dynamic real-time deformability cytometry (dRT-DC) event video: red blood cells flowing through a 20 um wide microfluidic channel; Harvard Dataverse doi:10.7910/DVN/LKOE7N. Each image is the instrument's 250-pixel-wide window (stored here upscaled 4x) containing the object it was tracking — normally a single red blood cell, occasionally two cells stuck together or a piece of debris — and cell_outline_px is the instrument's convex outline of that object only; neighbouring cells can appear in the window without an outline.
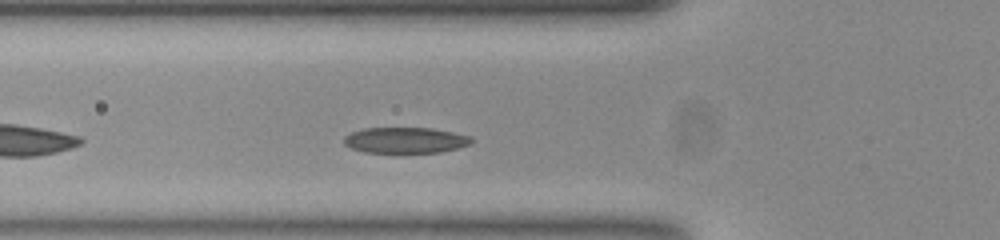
{"species": "common noctule bat (a hibernating species)", "species_latin": "Nyctalus noctula", "temperature_condition": "room temperature", "stored_images_in_passage": 40, "camera_frame_rate_fps": 3000, "um_per_image_px": 0.085, "animal": {"sex": "female", "body_mass_g": 23.0, "forearm_length_mm": 53.4}, "frame": {"image": 1, "passage_image": 6, "time_ms": 1.667, "image_size_px": [1000, 240], "cell_outline_px": [[472, 144], [440, 152], [404, 156], [400, 156], [364, 152], [352, 148], [344, 144], [344, 136], [352, 132], [364, 128], [432, 128], [472, 136]], "centroid_in_image_um": [34.45, 11.97], "position_along_channel_um": 91.4, "area_um2": 20.23}}
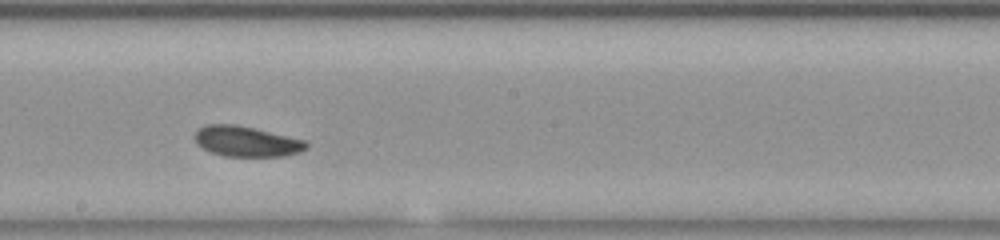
{"frame": {"image": 2, "passage_image": 17, "time_ms": 5.333, "image_size_px": [1000, 240], "cell_outline_px": [[308, 148], [300, 152], [284, 156], [224, 156], [212, 152], [196, 144], [196, 132], [204, 124], [236, 124], [304, 140], [308, 144]], "centroid_in_image_um": [20.95, 12.02], "position_along_channel_um": 227.2, "area_um2": 19.54}}
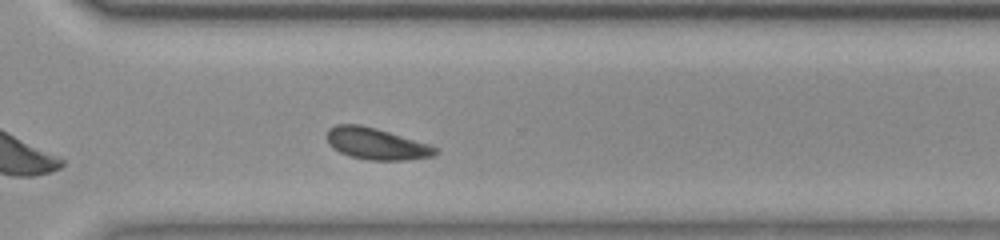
{"frame": {"image": 3, "passage_image": 26, "time_ms": 8.333, "image_size_px": [1000, 240], "cell_outline_px": [[440, 152], [432, 156], [404, 160], [368, 160], [348, 156], [332, 148], [328, 144], [328, 128], [336, 124], [360, 124], [376, 128], [428, 144], [440, 148]], "centroid_in_image_um": [31.98, 12.22], "position_along_channel_um": 338.6, "area_um2": 20.0}, "authors_computed_cell_mechanics": {"area_um2": 19.8254, "velocity_mm_per_s": 3.7045, "shape_relaxation_time_tau1_ms": 2.053, "shape_relaxation_time_tau2_ms": 4.6815, "deformation_change_tau1": 0.0944, "deformation_change_tau2": 0.1037}}